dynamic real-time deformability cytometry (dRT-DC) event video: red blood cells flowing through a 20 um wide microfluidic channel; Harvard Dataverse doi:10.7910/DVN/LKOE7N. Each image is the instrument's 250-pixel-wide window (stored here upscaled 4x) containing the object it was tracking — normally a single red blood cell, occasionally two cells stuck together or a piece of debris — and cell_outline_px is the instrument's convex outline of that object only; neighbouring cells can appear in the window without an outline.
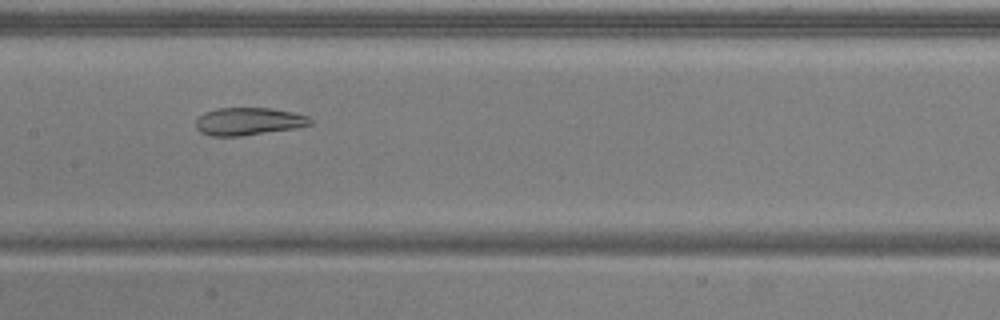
{"species": "common noctule bat (a hibernating species)", "species_latin": "Nyctalus noctula", "temperature_condition": "warm", "stored_images_in_passage": 43, "camera_frame_rate_fps": 3000, "um_per_image_px": 0.085, "animal": {"sex": "male", "body_mass_g": 20.5, "forearm_length_mm": 52.5}, "frame": {"image": 1, "passage_image": 16, "time_ms": 5.0, "image_size_px": [1000, 320], "cell_outline_px": [[312, 124], [296, 128], [240, 136], [208, 136], [200, 132], [196, 128], [196, 120], [204, 112], [216, 108], [268, 108], [292, 112], [308, 116], [312, 120]], "centroid_in_image_um": [21.1, 10.32], "position_along_channel_um": 186.3, "area_um2": 18.44}}
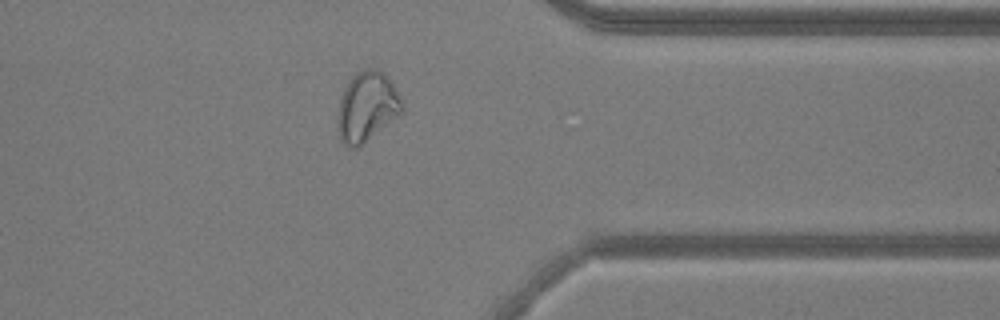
{"frame": {"image": 2, "passage_image": 32, "time_ms": 10.333, "image_size_px": [1000, 320], "cell_outline_px": [[404, 108], [396, 116], [356, 148], [352, 148], [344, 144], [336, 128], [340, 100], [344, 88], [352, 76], [356, 72], [364, 68], [376, 68], [388, 76], [400, 96]], "centroid_in_image_um": [31.16, 9.02], "position_along_channel_um": 380.2, "area_um2": 25.72}}
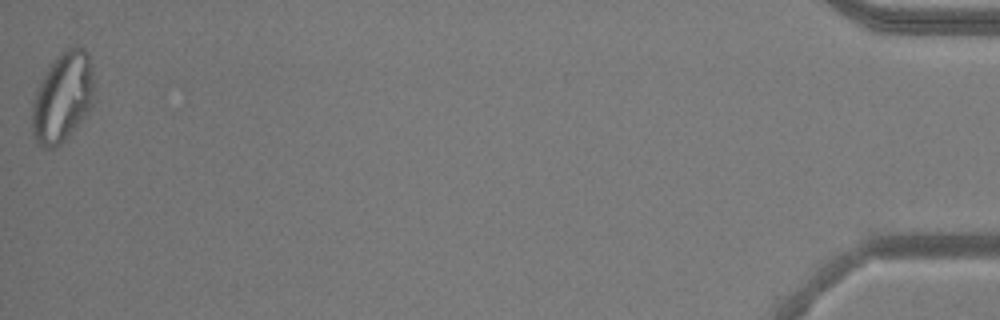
{"frame": {"image": 3, "passage_image": 43, "time_ms": 14.0, "image_size_px": [1000, 320], "cell_outline_px": [[92, 108], [64, 140], [56, 148], [44, 148], [36, 140], [32, 132], [32, 104], [36, 92], [52, 60], [60, 52], [68, 48], [84, 48], [88, 52], [92, 72]], "centroid_in_image_um": [5.31, 8.28], "position_along_channel_um": 429.9, "area_um2": 31.96}, "authors_computed_cell_mechanics": {"area_um2": 22.6576, "velocity_mm_per_s": 3.8597, "shape_relaxation_time_tau1_ms": null, "shape_relaxation_time_tau2_ms": 2.3287, "deformation_change_tau1": null, "deformation_change_tau2": 0.0987}}